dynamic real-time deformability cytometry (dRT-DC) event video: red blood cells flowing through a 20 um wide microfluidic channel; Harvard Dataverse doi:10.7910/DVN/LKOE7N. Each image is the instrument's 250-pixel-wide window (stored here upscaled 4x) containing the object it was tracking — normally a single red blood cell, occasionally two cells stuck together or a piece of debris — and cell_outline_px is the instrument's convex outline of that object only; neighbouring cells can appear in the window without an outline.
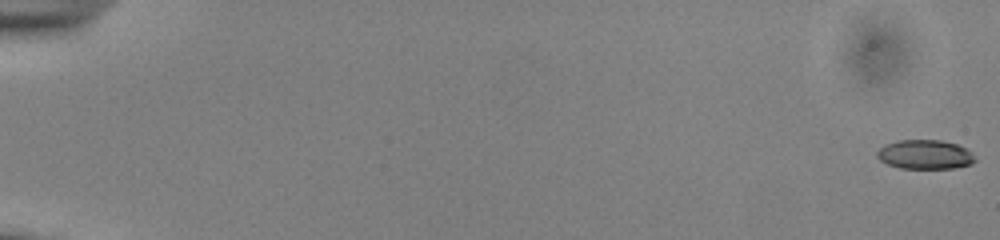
{"species": "common noctule bat (a hibernating species)", "species_latin": "Nyctalus noctula", "temperature_condition": "cold", "stored_images_in_passage": 55, "camera_frame_rate_fps": 3000, "um_per_image_px": 0.085, "animal": {"sex": "male", "body_mass_g": 13.0, "forearm_length_mm": 53.1}, "frame": {"image": 1, "passage_image": 1, "time_ms": 0.0, "image_size_px": [1000, 240], "cell_outline_px": [[976, 160], [972, 164], [952, 168], [900, 168], [888, 164], [880, 160], [876, 156], [876, 152], [880, 148], [888, 144], [900, 140], [940, 140], [956, 144], [968, 148], [972, 152]], "centroid_in_image_um": [78.66, 13.13], "position_along_channel_um": 6.3, "area_um2": 16.65}}
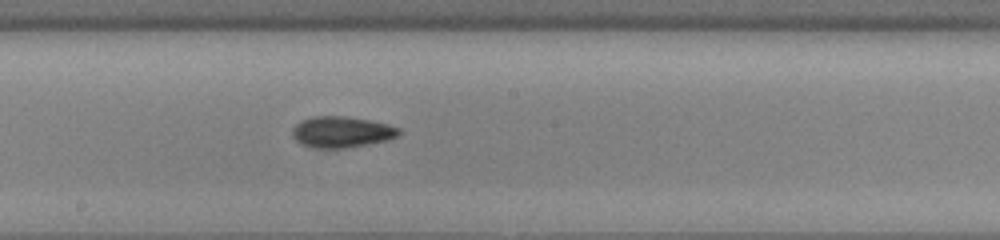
{"frame": {"image": 2, "passage_image": 32, "time_ms": 10.333, "image_size_px": [1000, 240], "cell_outline_px": [[400, 132], [396, 136], [388, 140], [344, 148], [316, 148], [300, 144], [292, 136], [292, 128], [300, 120], [312, 116], [344, 116], [368, 120], [388, 124], [400, 128]], "centroid_in_image_um": [28.99, 11.21], "position_along_channel_um": 219.2, "area_um2": 19.31}}
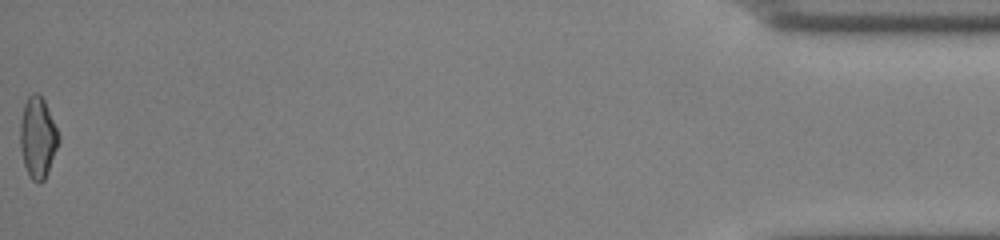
{"frame": {"image": 3, "passage_image": 55, "time_ms": 18.0, "image_size_px": [1000, 240], "cell_outline_px": [[60, 140], [48, 172], [44, 180], [40, 184], [36, 184], [32, 180], [24, 164], [20, 148], [20, 120], [24, 104], [28, 96], [32, 92], [36, 92], [44, 100], [60, 136]], "centroid_in_image_um": [3.2, 11.7], "position_along_channel_um": 432.0, "area_um2": 18.21}, "authors_computed_cell_mechanics": {"area_um2": 18.0336, "velocity_mm_per_s": 3.9321, "shape_relaxation_time_tau1_ms": 3.3636, "shape_relaxation_time_tau2_ms": 4.5595, "deformation_change_tau1": 0.0994, "deformation_change_tau2": 0.1218}}